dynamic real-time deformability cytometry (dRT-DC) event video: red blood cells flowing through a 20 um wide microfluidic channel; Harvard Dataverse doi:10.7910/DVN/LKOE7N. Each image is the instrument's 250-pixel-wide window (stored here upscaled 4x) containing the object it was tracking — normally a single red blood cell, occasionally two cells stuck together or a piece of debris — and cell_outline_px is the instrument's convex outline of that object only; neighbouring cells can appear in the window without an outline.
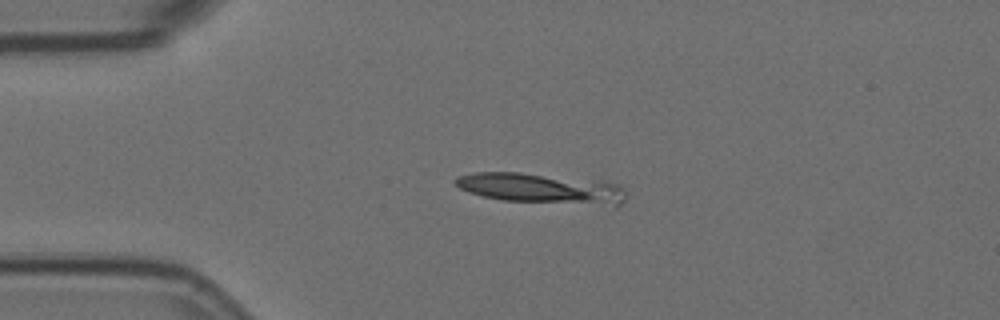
{"species": "Egyptian fruit bat (a non-hibernating species)", "species_latin": "Rousettus aegyptiacus", "temperature_condition": "room temperature", "stored_images_in_passage": 4, "camera_frame_rate_fps": 3000, "um_per_image_px": 0.085, "animal": {"sex": "female"}, "frame": {"image": 1, "passage_image": 3, "time_ms": 0.667, "image_size_px": [1000, 320], "cell_outline_px": [[628, 192], [624, 200], [616, 208], [504, 200], [484, 196], [468, 192], [460, 188], [452, 180], [456, 176], [476, 172], [520, 172], [604, 180], [620, 184]], "centroid_in_image_um": [46.18, 16.04], "position_along_channel_um": 38.8, "area_um2": 31.5}}